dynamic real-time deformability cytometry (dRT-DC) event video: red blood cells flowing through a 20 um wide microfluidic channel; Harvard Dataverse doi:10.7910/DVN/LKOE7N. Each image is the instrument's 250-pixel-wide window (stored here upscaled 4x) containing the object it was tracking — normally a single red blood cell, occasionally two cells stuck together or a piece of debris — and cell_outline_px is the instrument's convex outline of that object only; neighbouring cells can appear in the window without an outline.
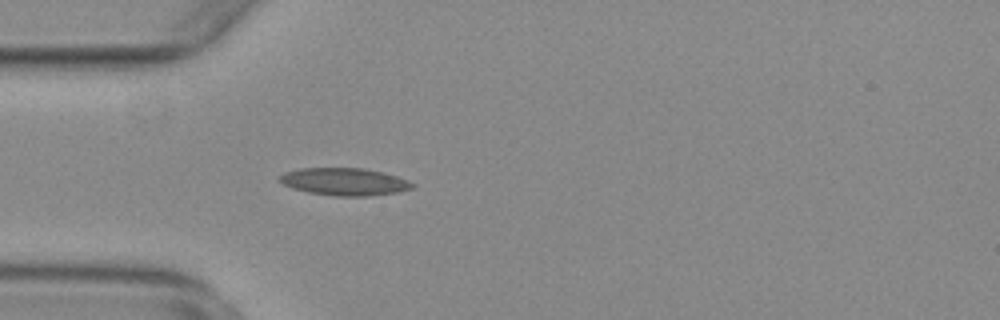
{"species": "common noctule bat (a hibernating species)", "species_latin": "Nyctalus noctula", "temperature_condition": "warm", "stored_images_in_passage": 45, "camera_frame_rate_fps": 3000, "um_per_image_px": 0.085, "animal": {"sex": "female", "body_mass_g": 29.2, "forearm_length_mm": 56.3}, "frame": {"image": 1, "passage_image": 7, "time_ms": 2.0, "image_size_px": [1000, 320], "cell_outline_px": [[416, 184], [412, 188], [400, 192], [368, 196], [336, 196], [308, 192], [292, 188], [276, 180], [276, 176], [284, 172], [300, 168], [364, 168], [384, 172], [408, 180]], "centroid_in_image_um": [29.26, 15.44], "position_along_channel_um": 55.7, "area_um2": 21.5}}
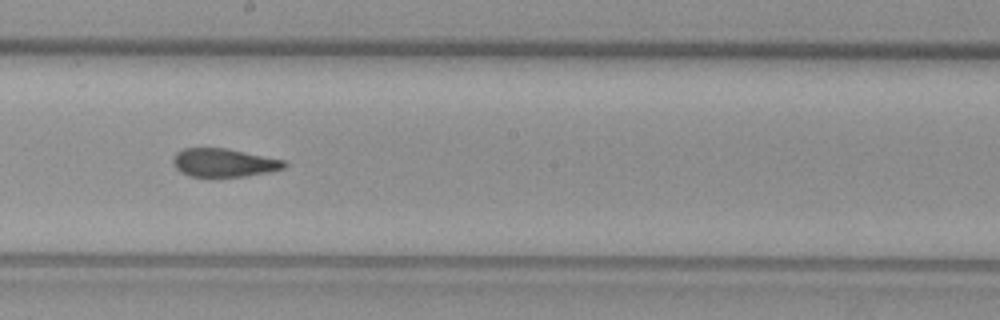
{"frame": {"image": 2, "passage_image": 21, "time_ms": 6.667, "image_size_px": [1000, 320], "cell_outline_px": [[288, 164], [284, 168], [268, 172], [244, 176], [188, 176], [180, 172], [172, 164], [172, 156], [176, 152], [184, 148], [224, 148], [284, 160]], "centroid_in_image_um": [18.97, 13.82], "position_along_channel_um": 229.2, "area_um2": 18.26}}
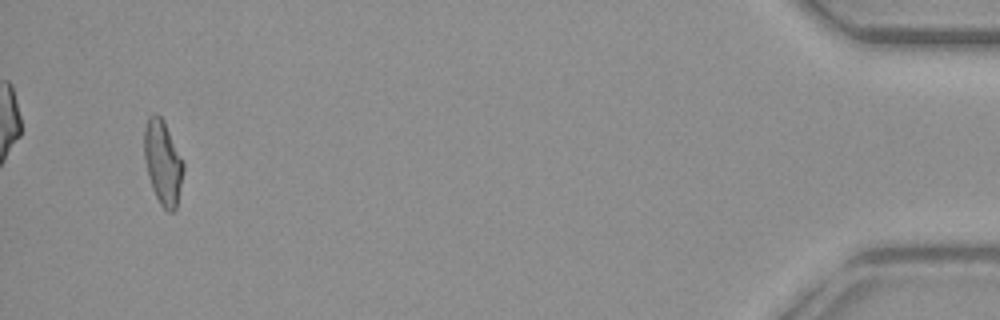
{"frame": {"image": 3, "passage_image": 43, "time_ms": 14.0, "image_size_px": [1000, 320], "cell_outline_px": [[184, 172], [176, 208], [172, 212], [168, 212], [160, 204], [152, 188], [148, 176], [144, 160], [144, 128], [148, 116], [156, 112], [164, 120], [184, 160]], "centroid_in_image_um": [13.85, 13.78], "position_along_channel_um": 421.4, "area_um2": 19.59}, "authors_computed_cell_mechanics": {"area_um2": 19.4208, "velocity_mm_per_s": 3.8024, "shape_relaxation_time_tau1_ms": null, "shape_relaxation_time_tau2_ms": 1.7033, "deformation_change_tau1": null, "deformation_change_tau2": 0.0742}}